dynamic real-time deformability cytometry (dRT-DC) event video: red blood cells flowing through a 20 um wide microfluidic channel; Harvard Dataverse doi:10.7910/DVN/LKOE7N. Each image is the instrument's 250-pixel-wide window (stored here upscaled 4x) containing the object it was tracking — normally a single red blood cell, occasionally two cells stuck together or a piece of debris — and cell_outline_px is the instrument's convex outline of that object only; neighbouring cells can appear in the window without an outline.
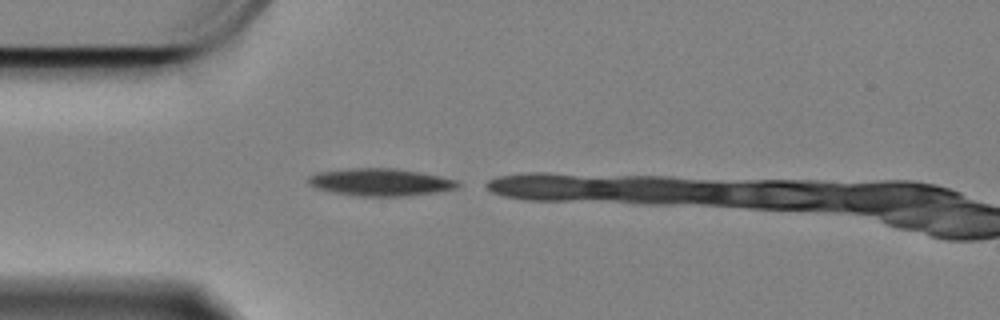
{"species": "Egyptian fruit bat (a non-hibernating species)", "species_latin": "Rousettus aegyptiacus", "temperature_condition": "cold", "stored_images_in_passage": 4, "camera_frame_rate_fps": 3000, "um_per_image_px": 0.085, "animal": {"sex": "female"}, "frame": {"image": 1, "passage_image": 1, "time_ms": 0.0, "image_size_px": [1000, 320], "cell_outline_px": [[460, 184], [456, 188], [436, 192], [400, 196], [360, 196], [332, 192], [316, 188], [308, 180], [308, 176], [320, 172], [352, 168], [396, 168], [456, 180]], "centroid_in_image_um": [32.31, 15.48], "position_along_channel_um": 52.7, "area_um2": 23.29}}